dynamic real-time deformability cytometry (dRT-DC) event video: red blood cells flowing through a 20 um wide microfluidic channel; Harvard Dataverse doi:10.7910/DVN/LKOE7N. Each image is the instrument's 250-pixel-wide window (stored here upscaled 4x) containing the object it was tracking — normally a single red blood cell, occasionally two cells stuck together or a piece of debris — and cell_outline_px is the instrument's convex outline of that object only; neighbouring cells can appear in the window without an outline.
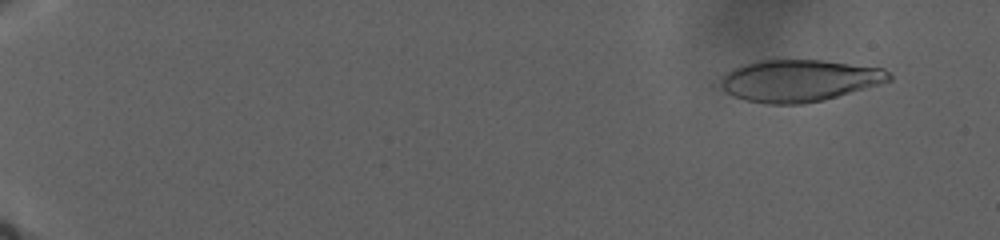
{"species": "human", "species_latin": "Homo sapiens", "temperature_condition": "warm", "stored_images_in_passage": 68, "camera_frame_rate_fps": 3000, "um_per_image_px": 0.085, "donor": {"sex": "male"}, "frame": {"image": 1, "passage_image": 6, "time_ms": 3.0, "image_size_px": [1000, 240], "cell_outline_px": [[892, 80], [824, 100], [804, 104], [764, 104], [744, 100], [732, 96], [724, 92], [712, 84], [732, 68], [740, 64], [756, 60], [824, 60], [884, 68], [892, 76]], "centroid_in_image_um": [67.81, 6.85], "position_along_channel_um": 17.2, "area_um2": 41.96}}
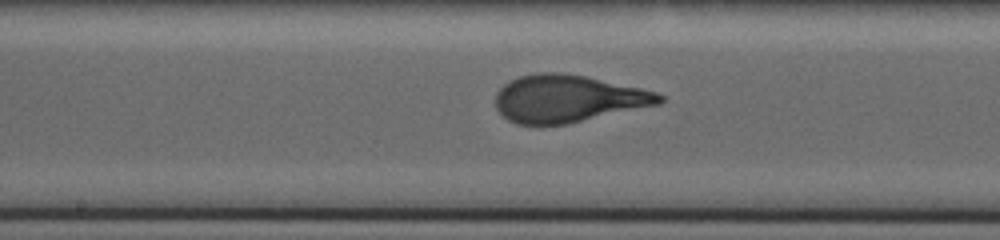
{"frame": {"image": 2, "passage_image": 41, "time_ms": 23.0, "image_size_px": [1000, 240], "cell_outline_px": [[664, 100], [660, 104], [568, 124], [516, 124], [508, 120], [496, 108], [496, 92], [508, 80], [520, 76], [540, 72], [560, 72], [584, 76], [640, 88], [656, 92], [664, 96]], "centroid_in_image_um": [48.26, 8.38], "position_along_channel_um": 199.9, "area_um2": 45.08}}
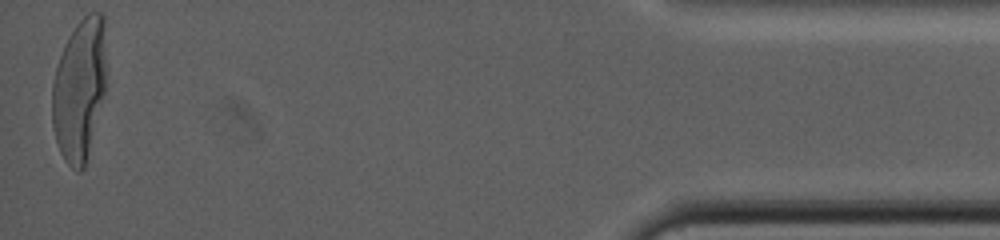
{"frame": {"image": 3, "passage_image": 68, "time_ms": 38.667, "image_size_px": [1000, 240], "cell_outline_px": [[104, 96], [84, 168], [80, 172], [76, 172], [64, 160], [60, 152], [56, 140], [52, 124], [52, 84], [56, 68], [64, 44], [76, 24], [88, 12], [100, 12], [104, 16]], "centroid_in_image_um": [6.73, 7.62], "position_along_channel_um": 428.5, "area_um2": 44.51}}